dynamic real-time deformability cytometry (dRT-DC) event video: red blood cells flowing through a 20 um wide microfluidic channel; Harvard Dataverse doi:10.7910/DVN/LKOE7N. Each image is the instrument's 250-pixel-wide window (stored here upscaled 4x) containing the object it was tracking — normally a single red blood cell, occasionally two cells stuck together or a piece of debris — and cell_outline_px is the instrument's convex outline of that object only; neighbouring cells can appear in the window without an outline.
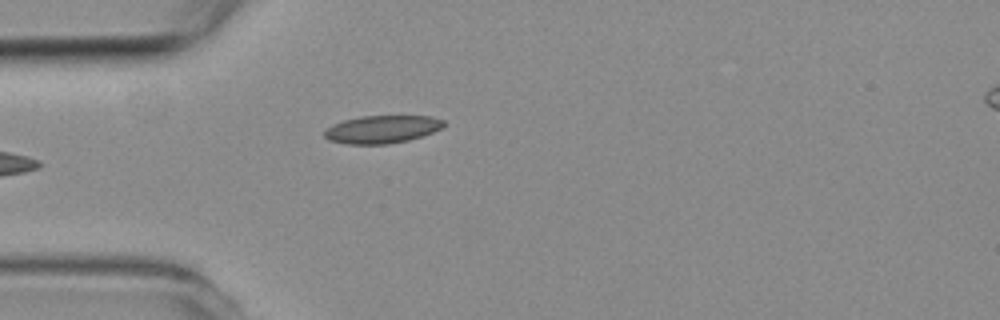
{"species": "common noctule bat (a hibernating species)", "species_latin": "Nyctalus noctula", "temperature_condition": "room temperature", "stored_images_in_passage": 6, "segment_of_instrument_passage": [1, 2], "camera_frame_rate_fps": 3000, "um_per_image_px": 0.085, "animal": {"sex": "female", "body_mass_g": 19.3, "forearm_length_mm": 54.1}, "frame": {"image": 1, "passage_image": 5, "time_ms": 5.333, "image_size_px": [1000, 320], "cell_outline_px": [[444, 124], [440, 128], [432, 132], [408, 140], [388, 144], [348, 144], [328, 140], [324, 136], [324, 132], [332, 124], [344, 120], [360, 116], [432, 116], [444, 120]], "centroid_in_image_um": [32.44, 10.99], "position_along_channel_um": 52.6, "area_um2": 19.19}}